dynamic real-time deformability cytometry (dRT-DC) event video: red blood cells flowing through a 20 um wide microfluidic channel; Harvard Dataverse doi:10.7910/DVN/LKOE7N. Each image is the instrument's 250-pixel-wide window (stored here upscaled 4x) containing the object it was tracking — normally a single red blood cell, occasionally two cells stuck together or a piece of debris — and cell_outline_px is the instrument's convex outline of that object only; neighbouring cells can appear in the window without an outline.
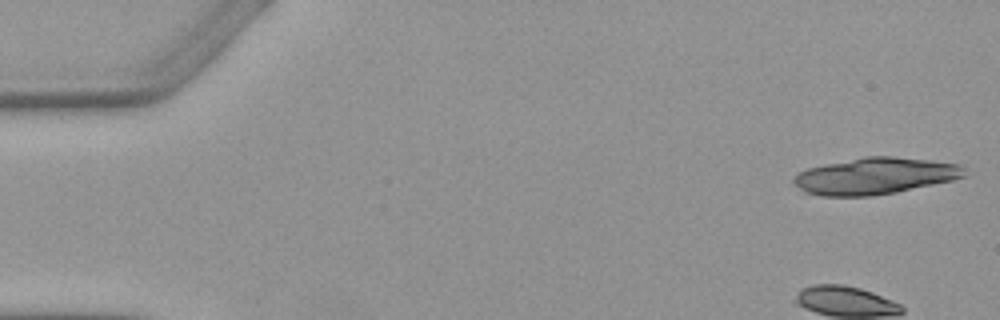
{"species": "Egyptian fruit bat (a non-hibernating species)", "species_latin": "Rousettus aegyptiacus", "temperature_condition": "warm", "stored_images_in_passage": 5, "camera_frame_rate_fps": 3000, "um_per_image_px": 0.085, "animal": {"sex": "female"}, "frame": {"image": 1, "passage_image": 1, "time_ms": 0.0, "image_size_px": [1000, 320], "cell_outline_px": [[964, 176], [952, 180], [896, 192], [872, 196], [820, 196], [804, 192], [792, 180], [800, 172], [808, 168], [824, 164], [864, 156], [892, 156], [928, 160], [960, 164], [964, 168]], "centroid_in_image_um": [74.36, 14.96], "position_along_channel_um": 10.6, "area_um2": 36.18}}